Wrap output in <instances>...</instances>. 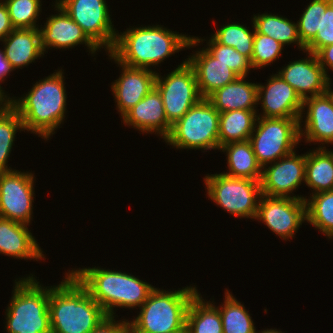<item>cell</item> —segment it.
<instances>
[{"instance_id":"1","label":"cell","mask_w":333,"mask_h":333,"mask_svg":"<svg viewBox=\"0 0 333 333\" xmlns=\"http://www.w3.org/2000/svg\"><path fill=\"white\" fill-rule=\"evenodd\" d=\"M202 38L172 32L163 26L127 28L116 35L113 48L108 52L118 62L135 68L150 69L183 48H192Z\"/></svg>"},{"instance_id":"2","label":"cell","mask_w":333,"mask_h":333,"mask_svg":"<svg viewBox=\"0 0 333 333\" xmlns=\"http://www.w3.org/2000/svg\"><path fill=\"white\" fill-rule=\"evenodd\" d=\"M66 275L49 286L51 332L90 333L107 314L70 270Z\"/></svg>"},{"instance_id":"3","label":"cell","mask_w":333,"mask_h":333,"mask_svg":"<svg viewBox=\"0 0 333 333\" xmlns=\"http://www.w3.org/2000/svg\"><path fill=\"white\" fill-rule=\"evenodd\" d=\"M62 70L36 82L23 97L7 102L18 112L25 130L49 140L63 123L66 112V90ZM54 132V133H53Z\"/></svg>"},{"instance_id":"4","label":"cell","mask_w":333,"mask_h":333,"mask_svg":"<svg viewBox=\"0 0 333 333\" xmlns=\"http://www.w3.org/2000/svg\"><path fill=\"white\" fill-rule=\"evenodd\" d=\"M71 273L88 290L107 316L115 317V307L140 308L155 288L134 275L99 267L72 269Z\"/></svg>"},{"instance_id":"5","label":"cell","mask_w":333,"mask_h":333,"mask_svg":"<svg viewBox=\"0 0 333 333\" xmlns=\"http://www.w3.org/2000/svg\"><path fill=\"white\" fill-rule=\"evenodd\" d=\"M197 293L196 286L174 292L154 288L129 327L137 333H171L184 329L190 302Z\"/></svg>"},{"instance_id":"6","label":"cell","mask_w":333,"mask_h":333,"mask_svg":"<svg viewBox=\"0 0 333 333\" xmlns=\"http://www.w3.org/2000/svg\"><path fill=\"white\" fill-rule=\"evenodd\" d=\"M39 283L33 275L15 280L13 296L6 309L7 333H52L49 287Z\"/></svg>"},{"instance_id":"7","label":"cell","mask_w":333,"mask_h":333,"mask_svg":"<svg viewBox=\"0 0 333 333\" xmlns=\"http://www.w3.org/2000/svg\"><path fill=\"white\" fill-rule=\"evenodd\" d=\"M219 116L220 112L202 98L172 125L164 140L177 149L219 150Z\"/></svg>"},{"instance_id":"8","label":"cell","mask_w":333,"mask_h":333,"mask_svg":"<svg viewBox=\"0 0 333 333\" xmlns=\"http://www.w3.org/2000/svg\"><path fill=\"white\" fill-rule=\"evenodd\" d=\"M257 115L250 135L258 164L263 168L294 152L300 138V118H265ZM257 125V126H256Z\"/></svg>"},{"instance_id":"9","label":"cell","mask_w":333,"mask_h":333,"mask_svg":"<svg viewBox=\"0 0 333 333\" xmlns=\"http://www.w3.org/2000/svg\"><path fill=\"white\" fill-rule=\"evenodd\" d=\"M207 194L224 211L240 218L255 219L262 196L260 180L235 178L224 173L205 176Z\"/></svg>"},{"instance_id":"10","label":"cell","mask_w":333,"mask_h":333,"mask_svg":"<svg viewBox=\"0 0 333 333\" xmlns=\"http://www.w3.org/2000/svg\"><path fill=\"white\" fill-rule=\"evenodd\" d=\"M155 87L162 96L165 115L172 125L202 99L195 71L186 59L165 77L161 78L157 73Z\"/></svg>"},{"instance_id":"11","label":"cell","mask_w":333,"mask_h":333,"mask_svg":"<svg viewBox=\"0 0 333 333\" xmlns=\"http://www.w3.org/2000/svg\"><path fill=\"white\" fill-rule=\"evenodd\" d=\"M74 20L86 35L101 49L109 52L116 40L106 0H56L55 2Z\"/></svg>"},{"instance_id":"12","label":"cell","mask_w":333,"mask_h":333,"mask_svg":"<svg viewBox=\"0 0 333 333\" xmlns=\"http://www.w3.org/2000/svg\"><path fill=\"white\" fill-rule=\"evenodd\" d=\"M34 174L11 170L0 173V217L29 225L32 220Z\"/></svg>"},{"instance_id":"13","label":"cell","mask_w":333,"mask_h":333,"mask_svg":"<svg viewBox=\"0 0 333 333\" xmlns=\"http://www.w3.org/2000/svg\"><path fill=\"white\" fill-rule=\"evenodd\" d=\"M284 240L293 238L306 221L305 199L270 197L262 194L256 218Z\"/></svg>"},{"instance_id":"14","label":"cell","mask_w":333,"mask_h":333,"mask_svg":"<svg viewBox=\"0 0 333 333\" xmlns=\"http://www.w3.org/2000/svg\"><path fill=\"white\" fill-rule=\"evenodd\" d=\"M305 164L306 154L297 155L294 151L270 166H264L260 180L262 194L270 197L306 199L301 195H289L305 181Z\"/></svg>"},{"instance_id":"15","label":"cell","mask_w":333,"mask_h":333,"mask_svg":"<svg viewBox=\"0 0 333 333\" xmlns=\"http://www.w3.org/2000/svg\"><path fill=\"white\" fill-rule=\"evenodd\" d=\"M257 101L265 118H300L302 117L303 100L295 89L278 74L272 75L266 86L257 84Z\"/></svg>"},{"instance_id":"16","label":"cell","mask_w":333,"mask_h":333,"mask_svg":"<svg viewBox=\"0 0 333 333\" xmlns=\"http://www.w3.org/2000/svg\"><path fill=\"white\" fill-rule=\"evenodd\" d=\"M307 53L309 56L306 59L290 62L277 72L295 89L302 100L325 94L331 89V79L320 65L317 55Z\"/></svg>"},{"instance_id":"17","label":"cell","mask_w":333,"mask_h":333,"mask_svg":"<svg viewBox=\"0 0 333 333\" xmlns=\"http://www.w3.org/2000/svg\"><path fill=\"white\" fill-rule=\"evenodd\" d=\"M108 56L122 67L121 76L111 85L115 103H117L116 107L122 118L155 87L157 73L149 69L124 65L111 54Z\"/></svg>"},{"instance_id":"18","label":"cell","mask_w":333,"mask_h":333,"mask_svg":"<svg viewBox=\"0 0 333 333\" xmlns=\"http://www.w3.org/2000/svg\"><path fill=\"white\" fill-rule=\"evenodd\" d=\"M58 14L47 18L44 27L39 28L41 48L46 51L50 47L66 49L85 44L91 54H95L100 48L86 35L83 29L71 19V17L55 3ZM60 12V13H59Z\"/></svg>"},{"instance_id":"19","label":"cell","mask_w":333,"mask_h":333,"mask_svg":"<svg viewBox=\"0 0 333 333\" xmlns=\"http://www.w3.org/2000/svg\"><path fill=\"white\" fill-rule=\"evenodd\" d=\"M307 107V108H306ZM307 111L304 130L299 122L300 138L306 142L333 143V93L332 89L322 95L303 100L302 114Z\"/></svg>"},{"instance_id":"20","label":"cell","mask_w":333,"mask_h":333,"mask_svg":"<svg viewBox=\"0 0 333 333\" xmlns=\"http://www.w3.org/2000/svg\"><path fill=\"white\" fill-rule=\"evenodd\" d=\"M123 123L143 133H159L163 140L170 134L172 124L168 121L160 92L154 87L123 117Z\"/></svg>"},{"instance_id":"21","label":"cell","mask_w":333,"mask_h":333,"mask_svg":"<svg viewBox=\"0 0 333 333\" xmlns=\"http://www.w3.org/2000/svg\"><path fill=\"white\" fill-rule=\"evenodd\" d=\"M193 67L199 93L207 98L215 90L234 82L239 76L226 64L213 57L204 47L187 58Z\"/></svg>"},{"instance_id":"22","label":"cell","mask_w":333,"mask_h":333,"mask_svg":"<svg viewBox=\"0 0 333 333\" xmlns=\"http://www.w3.org/2000/svg\"><path fill=\"white\" fill-rule=\"evenodd\" d=\"M28 225L0 217V253L18 259L44 258Z\"/></svg>"},{"instance_id":"23","label":"cell","mask_w":333,"mask_h":333,"mask_svg":"<svg viewBox=\"0 0 333 333\" xmlns=\"http://www.w3.org/2000/svg\"><path fill=\"white\" fill-rule=\"evenodd\" d=\"M0 41L5 43V58L13 70L27 66L44 55L39 28L14 29Z\"/></svg>"},{"instance_id":"24","label":"cell","mask_w":333,"mask_h":333,"mask_svg":"<svg viewBox=\"0 0 333 333\" xmlns=\"http://www.w3.org/2000/svg\"><path fill=\"white\" fill-rule=\"evenodd\" d=\"M220 113L231 110H256L257 83L238 77L206 98Z\"/></svg>"},{"instance_id":"25","label":"cell","mask_w":333,"mask_h":333,"mask_svg":"<svg viewBox=\"0 0 333 333\" xmlns=\"http://www.w3.org/2000/svg\"><path fill=\"white\" fill-rule=\"evenodd\" d=\"M227 153L228 172L235 178L261 180L262 167L258 164L250 140L231 142L220 147Z\"/></svg>"},{"instance_id":"26","label":"cell","mask_w":333,"mask_h":333,"mask_svg":"<svg viewBox=\"0 0 333 333\" xmlns=\"http://www.w3.org/2000/svg\"><path fill=\"white\" fill-rule=\"evenodd\" d=\"M304 182L313 189L312 195L333 190V151L325 145L307 152Z\"/></svg>"},{"instance_id":"27","label":"cell","mask_w":333,"mask_h":333,"mask_svg":"<svg viewBox=\"0 0 333 333\" xmlns=\"http://www.w3.org/2000/svg\"><path fill=\"white\" fill-rule=\"evenodd\" d=\"M256 120V110H231L220 113L219 149L231 142L249 140Z\"/></svg>"},{"instance_id":"28","label":"cell","mask_w":333,"mask_h":333,"mask_svg":"<svg viewBox=\"0 0 333 333\" xmlns=\"http://www.w3.org/2000/svg\"><path fill=\"white\" fill-rule=\"evenodd\" d=\"M214 305L199 292L193 297L186 315L188 333H223L220 312Z\"/></svg>"},{"instance_id":"29","label":"cell","mask_w":333,"mask_h":333,"mask_svg":"<svg viewBox=\"0 0 333 333\" xmlns=\"http://www.w3.org/2000/svg\"><path fill=\"white\" fill-rule=\"evenodd\" d=\"M253 29L257 33L274 38L281 45L297 44L299 49L305 52V46L298 36L297 23L289 21L287 18L275 14L263 13L254 15L252 18Z\"/></svg>"},{"instance_id":"30","label":"cell","mask_w":333,"mask_h":333,"mask_svg":"<svg viewBox=\"0 0 333 333\" xmlns=\"http://www.w3.org/2000/svg\"><path fill=\"white\" fill-rule=\"evenodd\" d=\"M311 199V200H310ZM306 221L315 229L333 238V190L323 191L305 199Z\"/></svg>"},{"instance_id":"31","label":"cell","mask_w":333,"mask_h":333,"mask_svg":"<svg viewBox=\"0 0 333 333\" xmlns=\"http://www.w3.org/2000/svg\"><path fill=\"white\" fill-rule=\"evenodd\" d=\"M224 303L218 308L223 333H256L253 320L244 305L229 290L225 291Z\"/></svg>"},{"instance_id":"32","label":"cell","mask_w":333,"mask_h":333,"mask_svg":"<svg viewBox=\"0 0 333 333\" xmlns=\"http://www.w3.org/2000/svg\"><path fill=\"white\" fill-rule=\"evenodd\" d=\"M17 130H24L23 122L18 112L6 102L0 107V173L12 170L7 163Z\"/></svg>"},{"instance_id":"33","label":"cell","mask_w":333,"mask_h":333,"mask_svg":"<svg viewBox=\"0 0 333 333\" xmlns=\"http://www.w3.org/2000/svg\"><path fill=\"white\" fill-rule=\"evenodd\" d=\"M255 29L253 32L239 23H230L221 26L211 37L218 43L225 46L233 47L249 61L253 53V41Z\"/></svg>"},{"instance_id":"34","label":"cell","mask_w":333,"mask_h":333,"mask_svg":"<svg viewBox=\"0 0 333 333\" xmlns=\"http://www.w3.org/2000/svg\"><path fill=\"white\" fill-rule=\"evenodd\" d=\"M14 29L38 28L40 0H4Z\"/></svg>"},{"instance_id":"35","label":"cell","mask_w":333,"mask_h":333,"mask_svg":"<svg viewBox=\"0 0 333 333\" xmlns=\"http://www.w3.org/2000/svg\"><path fill=\"white\" fill-rule=\"evenodd\" d=\"M283 47L274 38L255 31L253 53L250 61L252 69H260L266 65H271V63L273 64V61L280 57Z\"/></svg>"},{"instance_id":"36","label":"cell","mask_w":333,"mask_h":333,"mask_svg":"<svg viewBox=\"0 0 333 333\" xmlns=\"http://www.w3.org/2000/svg\"><path fill=\"white\" fill-rule=\"evenodd\" d=\"M205 49L220 62L226 64L239 77H246L251 70L250 61L233 47L218 44L212 37Z\"/></svg>"},{"instance_id":"37","label":"cell","mask_w":333,"mask_h":333,"mask_svg":"<svg viewBox=\"0 0 333 333\" xmlns=\"http://www.w3.org/2000/svg\"><path fill=\"white\" fill-rule=\"evenodd\" d=\"M333 44V0H321V30L305 46V52L317 53Z\"/></svg>"},{"instance_id":"38","label":"cell","mask_w":333,"mask_h":333,"mask_svg":"<svg viewBox=\"0 0 333 333\" xmlns=\"http://www.w3.org/2000/svg\"><path fill=\"white\" fill-rule=\"evenodd\" d=\"M298 36L306 46L321 30V0H312L297 21Z\"/></svg>"},{"instance_id":"39","label":"cell","mask_w":333,"mask_h":333,"mask_svg":"<svg viewBox=\"0 0 333 333\" xmlns=\"http://www.w3.org/2000/svg\"><path fill=\"white\" fill-rule=\"evenodd\" d=\"M128 327V320L115 321L113 316H107L90 333H126Z\"/></svg>"},{"instance_id":"40","label":"cell","mask_w":333,"mask_h":333,"mask_svg":"<svg viewBox=\"0 0 333 333\" xmlns=\"http://www.w3.org/2000/svg\"><path fill=\"white\" fill-rule=\"evenodd\" d=\"M13 30L7 6L0 1V40L6 38Z\"/></svg>"},{"instance_id":"41","label":"cell","mask_w":333,"mask_h":333,"mask_svg":"<svg viewBox=\"0 0 333 333\" xmlns=\"http://www.w3.org/2000/svg\"><path fill=\"white\" fill-rule=\"evenodd\" d=\"M13 69L10 66V63L6 60L5 58V53L4 51L0 49V82L4 81L6 75H9V72H12ZM0 93L8 100L10 98V96L8 97L7 95H5L4 90H2V87L0 85Z\"/></svg>"},{"instance_id":"42","label":"cell","mask_w":333,"mask_h":333,"mask_svg":"<svg viewBox=\"0 0 333 333\" xmlns=\"http://www.w3.org/2000/svg\"><path fill=\"white\" fill-rule=\"evenodd\" d=\"M316 55L318 59H333V44L321 48Z\"/></svg>"},{"instance_id":"43","label":"cell","mask_w":333,"mask_h":333,"mask_svg":"<svg viewBox=\"0 0 333 333\" xmlns=\"http://www.w3.org/2000/svg\"><path fill=\"white\" fill-rule=\"evenodd\" d=\"M320 62V65L324 68L325 72H327L328 68L331 69L333 71V59H318ZM327 69V70H326Z\"/></svg>"},{"instance_id":"44","label":"cell","mask_w":333,"mask_h":333,"mask_svg":"<svg viewBox=\"0 0 333 333\" xmlns=\"http://www.w3.org/2000/svg\"><path fill=\"white\" fill-rule=\"evenodd\" d=\"M256 333H258V331ZM259 333H284V332H282L280 330L278 331L276 329H266V330H263V331H259Z\"/></svg>"},{"instance_id":"45","label":"cell","mask_w":333,"mask_h":333,"mask_svg":"<svg viewBox=\"0 0 333 333\" xmlns=\"http://www.w3.org/2000/svg\"><path fill=\"white\" fill-rule=\"evenodd\" d=\"M171 333H188L187 327H185L184 329L178 330V331H174Z\"/></svg>"},{"instance_id":"46","label":"cell","mask_w":333,"mask_h":333,"mask_svg":"<svg viewBox=\"0 0 333 333\" xmlns=\"http://www.w3.org/2000/svg\"><path fill=\"white\" fill-rule=\"evenodd\" d=\"M0 102H7V99L0 93Z\"/></svg>"},{"instance_id":"47","label":"cell","mask_w":333,"mask_h":333,"mask_svg":"<svg viewBox=\"0 0 333 333\" xmlns=\"http://www.w3.org/2000/svg\"><path fill=\"white\" fill-rule=\"evenodd\" d=\"M126 333H137V332H135L133 329L128 327L127 330H126Z\"/></svg>"},{"instance_id":"48","label":"cell","mask_w":333,"mask_h":333,"mask_svg":"<svg viewBox=\"0 0 333 333\" xmlns=\"http://www.w3.org/2000/svg\"><path fill=\"white\" fill-rule=\"evenodd\" d=\"M6 102H0V107L3 106Z\"/></svg>"}]
</instances>
